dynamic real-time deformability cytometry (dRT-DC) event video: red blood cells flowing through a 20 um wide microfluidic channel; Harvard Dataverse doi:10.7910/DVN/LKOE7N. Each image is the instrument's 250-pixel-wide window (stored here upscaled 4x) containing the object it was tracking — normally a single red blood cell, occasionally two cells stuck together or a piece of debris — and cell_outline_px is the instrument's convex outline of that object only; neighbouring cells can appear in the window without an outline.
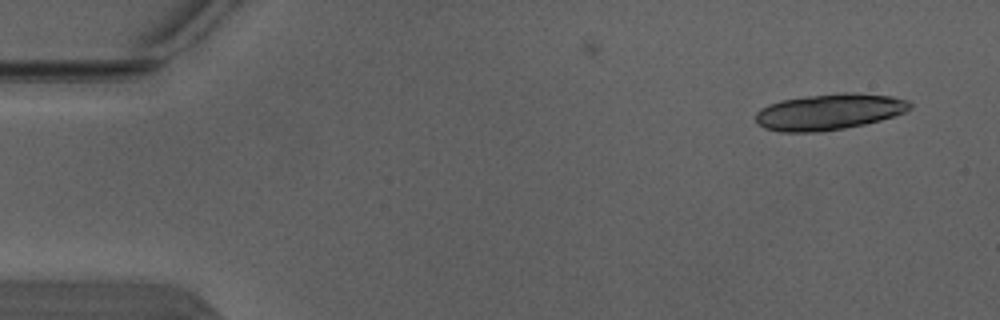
{"species": "Egyptian fruit bat (a non-hibernating species)", "species_latin": "Rousettus aegyptiacus", "temperature_condition": "warm", "stored_images_in_passage": 4, "camera_frame_rate_fps": 3000, "um_per_image_px": 0.085, "animal": {"sex": "male"}, "frame": {"image": 1, "passage_image": 1, "time_ms": 0.0, "image_size_px": [1000, 320], "cell_outline_px": [[912, 108], [904, 112], [880, 120], [864, 124], [844, 128], [816, 132], [780, 132], [764, 128], [756, 120], [756, 112], [760, 108], [768, 104], [780, 100], [808, 96], [844, 92], [852, 92], [892, 96], [908, 100], [912, 104]], "centroid_in_image_um": [70.47, 9.5], "position_along_channel_um": 14.5, "area_um2": 32.43}}